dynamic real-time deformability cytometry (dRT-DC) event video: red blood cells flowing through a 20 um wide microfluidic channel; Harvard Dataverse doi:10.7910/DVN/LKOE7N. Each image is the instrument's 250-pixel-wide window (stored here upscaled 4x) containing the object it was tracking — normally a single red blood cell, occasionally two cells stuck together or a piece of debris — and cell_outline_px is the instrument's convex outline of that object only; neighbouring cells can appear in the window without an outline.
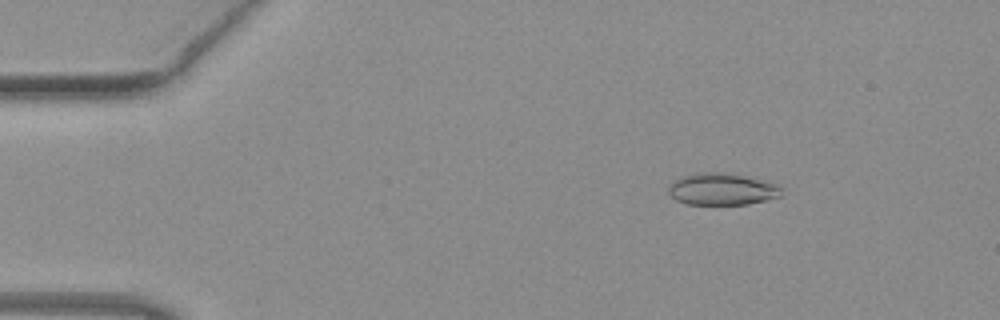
{"species": "common noctule bat (a hibernating species)", "species_latin": "Nyctalus noctula", "temperature_condition": "warm", "stored_images_in_passage": 51, "camera_frame_rate_fps": 3000, "um_per_image_px": 0.085, "animal": {"sex": "female", "body_mass_g": 19.3, "forearm_length_mm": 54.1}, "frame": {"image": 1, "passage_image": 8, "time_ms": 2.333, "image_size_px": [1000, 320], "cell_outline_px": [[784, 188], [780, 196], [748, 204], [688, 204], [676, 200], [668, 192], [668, 188], [676, 180], [684, 176], [696, 172], [720, 172], [744, 176], [776, 184]], "centroid_in_image_um": [61.38, 16.08], "position_along_channel_um": 23.6, "area_um2": 20.69}}
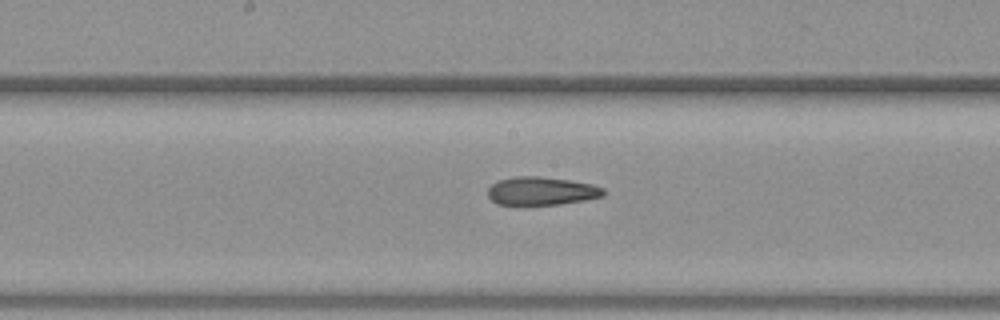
{"frame": {"image": 2, "passage_image": 27, "time_ms": 8.667, "image_size_px": [1000, 320], "cell_outline_px": [[604, 196], [584, 200], [560, 204], [528, 208], [516, 208], [496, 204], [488, 196], [488, 188], [492, 184], [500, 180], [516, 176], [540, 176], [568, 180], [592, 184], [604, 188]], "centroid_in_image_um": [45.96, 16.3], "position_along_channel_um": 202.2, "area_um2": 19.94}}
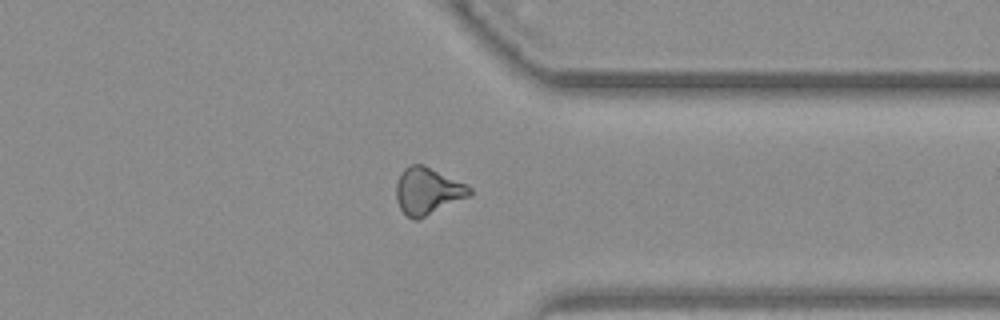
{"frame": {"image": 3, "passage_image": 40, "time_ms": 13.0, "image_size_px": [1000, 320], "cell_outline_px": [[472, 192], [468, 196], [416, 220], [412, 220], [400, 208], [396, 200], [396, 184], [404, 168], [408, 164], [424, 164], [468, 184], [472, 188]], "centroid_in_image_um": [36.34, 16.2], "position_along_channel_um": 375.1, "area_um2": 19.94}, "authors_computed_cell_mechanics": {"area_um2": 19.9988, "velocity_mm_per_s": 4.083, "shape_relaxation_time_tau1_ms": null, "shape_relaxation_time_tau2_ms": 5.5107, "deformation_change_tau1": null, "deformation_change_tau2": 0.1591}}